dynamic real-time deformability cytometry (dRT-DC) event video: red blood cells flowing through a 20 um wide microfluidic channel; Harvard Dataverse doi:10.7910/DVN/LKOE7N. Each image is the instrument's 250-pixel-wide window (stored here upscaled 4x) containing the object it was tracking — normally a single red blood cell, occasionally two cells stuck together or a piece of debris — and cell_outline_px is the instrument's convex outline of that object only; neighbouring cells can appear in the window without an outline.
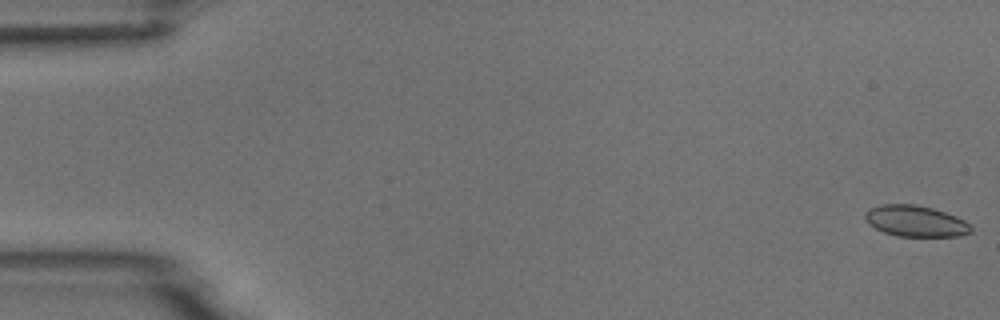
{"species": "common noctule bat (a hibernating species)", "species_latin": "Nyctalus noctula", "temperature_condition": "room temperature", "stored_images_in_passage": 11, "camera_frame_rate_fps": 3000, "um_per_image_px": 0.085, "animal": {"sex": "male", "body_mass_g": 18.8}, "frame": {"image": 1, "passage_image": 1, "time_ms": 0.0, "image_size_px": [1000, 320], "cell_outline_px": [[972, 232], [960, 236], [896, 236], [884, 232], [868, 224], [864, 216], [864, 212], [868, 208], [880, 204], [912, 204], [932, 208], [956, 216], [972, 224]], "centroid_in_image_um": [77.81, 18.79], "position_along_channel_um": 7.2, "area_um2": 19.36}}
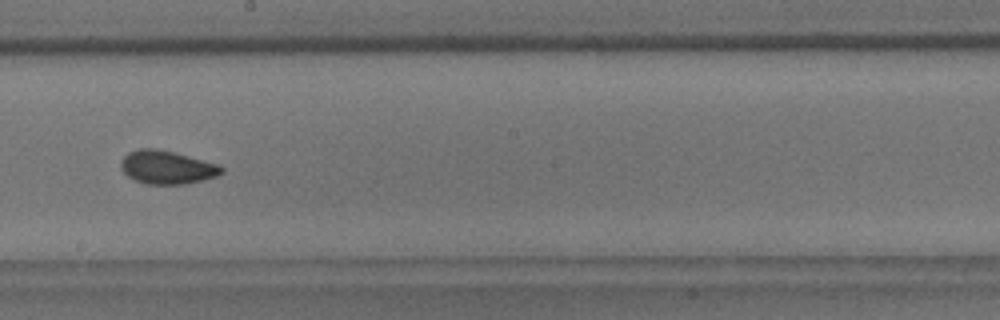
{"frame": {"image": 2, "passage_image": 9, "time_ms": 2.667, "image_size_px": [1000, 320], "cell_outline_px": [[224, 172], [216, 176], [204, 180], [184, 184], [148, 184], [136, 180], [128, 176], [120, 168], [120, 160], [128, 152], [140, 148], [156, 148], [220, 164], [224, 168]], "centroid_in_image_um": [14.2, 14.22], "position_along_channel_um": 234.0, "area_um2": 19.59}}
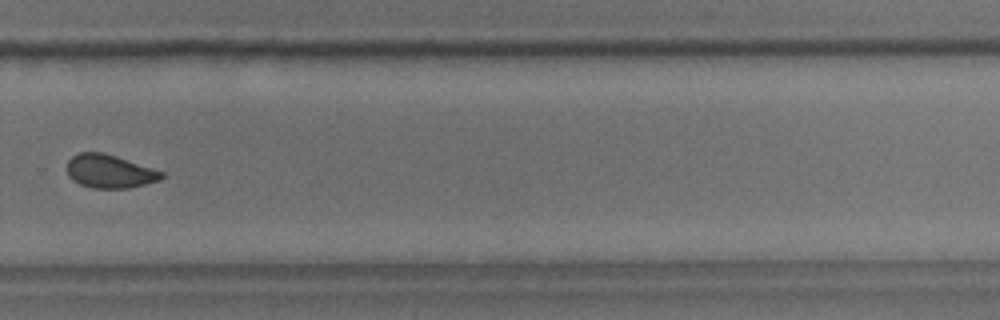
{"frame": {"image": 3, "passage_image": 11, "time_ms": 3.333, "image_size_px": [1000, 320], "cell_outline_px": [[164, 176], [160, 180], [128, 188], [92, 188], [80, 184], [72, 180], [68, 176], [68, 160], [72, 156], [80, 152], [104, 152], [164, 172]], "centroid_in_image_um": [9.3, 14.56], "position_along_channel_um": 320.5, "area_um2": 18.32}}